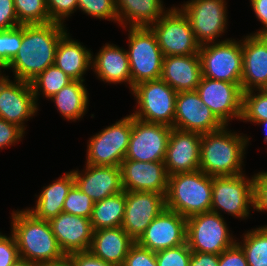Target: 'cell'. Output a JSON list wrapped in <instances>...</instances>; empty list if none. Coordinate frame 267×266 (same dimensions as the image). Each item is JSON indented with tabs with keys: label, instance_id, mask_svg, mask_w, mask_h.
Returning <instances> with one entry per match:
<instances>
[{
	"label": "cell",
	"instance_id": "cell-35",
	"mask_svg": "<svg viewBox=\"0 0 267 266\" xmlns=\"http://www.w3.org/2000/svg\"><path fill=\"white\" fill-rule=\"evenodd\" d=\"M14 7L21 25L52 22L47 9V0H14Z\"/></svg>",
	"mask_w": 267,
	"mask_h": 266
},
{
	"label": "cell",
	"instance_id": "cell-48",
	"mask_svg": "<svg viewBox=\"0 0 267 266\" xmlns=\"http://www.w3.org/2000/svg\"><path fill=\"white\" fill-rule=\"evenodd\" d=\"M251 7L255 12L258 21L263 24V28L252 34H265L267 35V0H250Z\"/></svg>",
	"mask_w": 267,
	"mask_h": 266
},
{
	"label": "cell",
	"instance_id": "cell-8",
	"mask_svg": "<svg viewBox=\"0 0 267 266\" xmlns=\"http://www.w3.org/2000/svg\"><path fill=\"white\" fill-rule=\"evenodd\" d=\"M228 229L222 215L199 213L187 218L186 242L192 252L219 255L237 241Z\"/></svg>",
	"mask_w": 267,
	"mask_h": 266
},
{
	"label": "cell",
	"instance_id": "cell-45",
	"mask_svg": "<svg viewBox=\"0 0 267 266\" xmlns=\"http://www.w3.org/2000/svg\"><path fill=\"white\" fill-rule=\"evenodd\" d=\"M20 25L14 0H0V30H10Z\"/></svg>",
	"mask_w": 267,
	"mask_h": 266
},
{
	"label": "cell",
	"instance_id": "cell-4",
	"mask_svg": "<svg viewBox=\"0 0 267 266\" xmlns=\"http://www.w3.org/2000/svg\"><path fill=\"white\" fill-rule=\"evenodd\" d=\"M212 202V176L201 170L168 176L166 209L181 216L208 212Z\"/></svg>",
	"mask_w": 267,
	"mask_h": 266
},
{
	"label": "cell",
	"instance_id": "cell-37",
	"mask_svg": "<svg viewBox=\"0 0 267 266\" xmlns=\"http://www.w3.org/2000/svg\"><path fill=\"white\" fill-rule=\"evenodd\" d=\"M77 9L88 16L118 23L115 0H78Z\"/></svg>",
	"mask_w": 267,
	"mask_h": 266
},
{
	"label": "cell",
	"instance_id": "cell-5",
	"mask_svg": "<svg viewBox=\"0 0 267 266\" xmlns=\"http://www.w3.org/2000/svg\"><path fill=\"white\" fill-rule=\"evenodd\" d=\"M128 54L131 82L139 83L161 78L164 55L150 27H129Z\"/></svg>",
	"mask_w": 267,
	"mask_h": 266
},
{
	"label": "cell",
	"instance_id": "cell-14",
	"mask_svg": "<svg viewBox=\"0 0 267 266\" xmlns=\"http://www.w3.org/2000/svg\"><path fill=\"white\" fill-rule=\"evenodd\" d=\"M196 92L223 125L228 126L235 118L241 119V84L202 77Z\"/></svg>",
	"mask_w": 267,
	"mask_h": 266
},
{
	"label": "cell",
	"instance_id": "cell-53",
	"mask_svg": "<svg viewBox=\"0 0 267 266\" xmlns=\"http://www.w3.org/2000/svg\"><path fill=\"white\" fill-rule=\"evenodd\" d=\"M255 124L264 125L266 136L264 137V142L267 144V120L256 122Z\"/></svg>",
	"mask_w": 267,
	"mask_h": 266
},
{
	"label": "cell",
	"instance_id": "cell-33",
	"mask_svg": "<svg viewBox=\"0 0 267 266\" xmlns=\"http://www.w3.org/2000/svg\"><path fill=\"white\" fill-rule=\"evenodd\" d=\"M72 81L73 80L66 73L55 65L47 67L30 82L36 103L39 100L38 97L40 94H43V96L49 100L59 90L67 86Z\"/></svg>",
	"mask_w": 267,
	"mask_h": 266
},
{
	"label": "cell",
	"instance_id": "cell-38",
	"mask_svg": "<svg viewBox=\"0 0 267 266\" xmlns=\"http://www.w3.org/2000/svg\"><path fill=\"white\" fill-rule=\"evenodd\" d=\"M22 42V25L10 30H0V61L6 66L18 53Z\"/></svg>",
	"mask_w": 267,
	"mask_h": 266
},
{
	"label": "cell",
	"instance_id": "cell-29",
	"mask_svg": "<svg viewBox=\"0 0 267 266\" xmlns=\"http://www.w3.org/2000/svg\"><path fill=\"white\" fill-rule=\"evenodd\" d=\"M48 186H43L35 208H26L36 218L49 221L63 212V204L69 190L75 184L72 171L65 173Z\"/></svg>",
	"mask_w": 267,
	"mask_h": 266
},
{
	"label": "cell",
	"instance_id": "cell-51",
	"mask_svg": "<svg viewBox=\"0 0 267 266\" xmlns=\"http://www.w3.org/2000/svg\"><path fill=\"white\" fill-rule=\"evenodd\" d=\"M11 266H39L36 263L28 261L24 258H18Z\"/></svg>",
	"mask_w": 267,
	"mask_h": 266
},
{
	"label": "cell",
	"instance_id": "cell-23",
	"mask_svg": "<svg viewBox=\"0 0 267 266\" xmlns=\"http://www.w3.org/2000/svg\"><path fill=\"white\" fill-rule=\"evenodd\" d=\"M85 167L81 172L77 169L72 173L75 184L94 202L124 191L120 167L89 164H85Z\"/></svg>",
	"mask_w": 267,
	"mask_h": 266
},
{
	"label": "cell",
	"instance_id": "cell-1",
	"mask_svg": "<svg viewBox=\"0 0 267 266\" xmlns=\"http://www.w3.org/2000/svg\"><path fill=\"white\" fill-rule=\"evenodd\" d=\"M56 22L22 25V42L18 53L6 66L15 79L31 82L47 67L54 65L56 49L67 32Z\"/></svg>",
	"mask_w": 267,
	"mask_h": 266
},
{
	"label": "cell",
	"instance_id": "cell-32",
	"mask_svg": "<svg viewBox=\"0 0 267 266\" xmlns=\"http://www.w3.org/2000/svg\"><path fill=\"white\" fill-rule=\"evenodd\" d=\"M243 237V243H236L244 251L248 266H267V225L248 230Z\"/></svg>",
	"mask_w": 267,
	"mask_h": 266
},
{
	"label": "cell",
	"instance_id": "cell-42",
	"mask_svg": "<svg viewBox=\"0 0 267 266\" xmlns=\"http://www.w3.org/2000/svg\"><path fill=\"white\" fill-rule=\"evenodd\" d=\"M253 198L254 210L258 212L267 211V171L254 173Z\"/></svg>",
	"mask_w": 267,
	"mask_h": 266
},
{
	"label": "cell",
	"instance_id": "cell-9",
	"mask_svg": "<svg viewBox=\"0 0 267 266\" xmlns=\"http://www.w3.org/2000/svg\"><path fill=\"white\" fill-rule=\"evenodd\" d=\"M246 174L234 176H212V202L210 211L228 213L239 219H246L250 207H254L253 181ZM219 210V211H218Z\"/></svg>",
	"mask_w": 267,
	"mask_h": 266
},
{
	"label": "cell",
	"instance_id": "cell-49",
	"mask_svg": "<svg viewBox=\"0 0 267 266\" xmlns=\"http://www.w3.org/2000/svg\"><path fill=\"white\" fill-rule=\"evenodd\" d=\"M219 255L192 252L189 266H218Z\"/></svg>",
	"mask_w": 267,
	"mask_h": 266
},
{
	"label": "cell",
	"instance_id": "cell-19",
	"mask_svg": "<svg viewBox=\"0 0 267 266\" xmlns=\"http://www.w3.org/2000/svg\"><path fill=\"white\" fill-rule=\"evenodd\" d=\"M202 135L171 129L164 164L167 175L199 170Z\"/></svg>",
	"mask_w": 267,
	"mask_h": 266
},
{
	"label": "cell",
	"instance_id": "cell-47",
	"mask_svg": "<svg viewBox=\"0 0 267 266\" xmlns=\"http://www.w3.org/2000/svg\"><path fill=\"white\" fill-rule=\"evenodd\" d=\"M67 257L73 262L74 266H114L95 257L89 251L75 252Z\"/></svg>",
	"mask_w": 267,
	"mask_h": 266
},
{
	"label": "cell",
	"instance_id": "cell-39",
	"mask_svg": "<svg viewBox=\"0 0 267 266\" xmlns=\"http://www.w3.org/2000/svg\"><path fill=\"white\" fill-rule=\"evenodd\" d=\"M158 266H189L192 251L187 242L155 253Z\"/></svg>",
	"mask_w": 267,
	"mask_h": 266
},
{
	"label": "cell",
	"instance_id": "cell-46",
	"mask_svg": "<svg viewBox=\"0 0 267 266\" xmlns=\"http://www.w3.org/2000/svg\"><path fill=\"white\" fill-rule=\"evenodd\" d=\"M218 266H248V264L244 251L235 243L219 254Z\"/></svg>",
	"mask_w": 267,
	"mask_h": 266
},
{
	"label": "cell",
	"instance_id": "cell-17",
	"mask_svg": "<svg viewBox=\"0 0 267 266\" xmlns=\"http://www.w3.org/2000/svg\"><path fill=\"white\" fill-rule=\"evenodd\" d=\"M223 126L196 90L177 93L173 128L202 135Z\"/></svg>",
	"mask_w": 267,
	"mask_h": 266
},
{
	"label": "cell",
	"instance_id": "cell-41",
	"mask_svg": "<svg viewBox=\"0 0 267 266\" xmlns=\"http://www.w3.org/2000/svg\"><path fill=\"white\" fill-rule=\"evenodd\" d=\"M78 7V0H47V9L52 22L64 25L65 18L73 14Z\"/></svg>",
	"mask_w": 267,
	"mask_h": 266
},
{
	"label": "cell",
	"instance_id": "cell-50",
	"mask_svg": "<svg viewBox=\"0 0 267 266\" xmlns=\"http://www.w3.org/2000/svg\"><path fill=\"white\" fill-rule=\"evenodd\" d=\"M44 266H74L73 262L66 256L63 260L46 264Z\"/></svg>",
	"mask_w": 267,
	"mask_h": 266
},
{
	"label": "cell",
	"instance_id": "cell-22",
	"mask_svg": "<svg viewBox=\"0 0 267 266\" xmlns=\"http://www.w3.org/2000/svg\"><path fill=\"white\" fill-rule=\"evenodd\" d=\"M242 41V92L267 88V35L249 34Z\"/></svg>",
	"mask_w": 267,
	"mask_h": 266
},
{
	"label": "cell",
	"instance_id": "cell-28",
	"mask_svg": "<svg viewBox=\"0 0 267 266\" xmlns=\"http://www.w3.org/2000/svg\"><path fill=\"white\" fill-rule=\"evenodd\" d=\"M115 4L118 24L127 29L150 27L168 11L162 0H115Z\"/></svg>",
	"mask_w": 267,
	"mask_h": 266
},
{
	"label": "cell",
	"instance_id": "cell-30",
	"mask_svg": "<svg viewBox=\"0 0 267 266\" xmlns=\"http://www.w3.org/2000/svg\"><path fill=\"white\" fill-rule=\"evenodd\" d=\"M84 82L72 81L50 98L65 120H80L86 114L89 93Z\"/></svg>",
	"mask_w": 267,
	"mask_h": 266
},
{
	"label": "cell",
	"instance_id": "cell-26",
	"mask_svg": "<svg viewBox=\"0 0 267 266\" xmlns=\"http://www.w3.org/2000/svg\"><path fill=\"white\" fill-rule=\"evenodd\" d=\"M135 241L120 226L93 231L89 252L114 266H122Z\"/></svg>",
	"mask_w": 267,
	"mask_h": 266
},
{
	"label": "cell",
	"instance_id": "cell-2",
	"mask_svg": "<svg viewBox=\"0 0 267 266\" xmlns=\"http://www.w3.org/2000/svg\"><path fill=\"white\" fill-rule=\"evenodd\" d=\"M11 217V233L16 240L20 258L44 266L66 257L49 221L36 218L27 209L13 211Z\"/></svg>",
	"mask_w": 267,
	"mask_h": 266
},
{
	"label": "cell",
	"instance_id": "cell-20",
	"mask_svg": "<svg viewBox=\"0 0 267 266\" xmlns=\"http://www.w3.org/2000/svg\"><path fill=\"white\" fill-rule=\"evenodd\" d=\"M124 191H146L166 195L168 175L164 161L140 162L124 159L120 164Z\"/></svg>",
	"mask_w": 267,
	"mask_h": 266
},
{
	"label": "cell",
	"instance_id": "cell-12",
	"mask_svg": "<svg viewBox=\"0 0 267 266\" xmlns=\"http://www.w3.org/2000/svg\"><path fill=\"white\" fill-rule=\"evenodd\" d=\"M226 5L225 0H189L181 5L200 45L217 42L225 33L228 25Z\"/></svg>",
	"mask_w": 267,
	"mask_h": 266
},
{
	"label": "cell",
	"instance_id": "cell-6",
	"mask_svg": "<svg viewBox=\"0 0 267 266\" xmlns=\"http://www.w3.org/2000/svg\"><path fill=\"white\" fill-rule=\"evenodd\" d=\"M131 92L137 104L133 117L173 128L177 92L169 84L161 78L145 81L135 85Z\"/></svg>",
	"mask_w": 267,
	"mask_h": 266
},
{
	"label": "cell",
	"instance_id": "cell-40",
	"mask_svg": "<svg viewBox=\"0 0 267 266\" xmlns=\"http://www.w3.org/2000/svg\"><path fill=\"white\" fill-rule=\"evenodd\" d=\"M122 266H158V264L155 252L135 242L127 253Z\"/></svg>",
	"mask_w": 267,
	"mask_h": 266
},
{
	"label": "cell",
	"instance_id": "cell-25",
	"mask_svg": "<svg viewBox=\"0 0 267 266\" xmlns=\"http://www.w3.org/2000/svg\"><path fill=\"white\" fill-rule=\"evenodd\" d=\"M92 69L101 81L108 84L124 82L129 84L128 87L132 91L133 85L126 49L106 43L94 58L92 57Z\"/></svg>",
	"mask_w": 267,
	"mask_h": 266
},
{
	"label": "cell",
	"instance_id": "cell-27",
	"mask_svg": "<svg viewBox=\"0 0 267 266\" xmlns=\"http://www.w3.org/2000/svg\"><path fill=\"white\" fill-rule=\"evenodd\" d=\"M93 53L78 40L65 33L59 40L54 65L73 81H85L84 75L92 67Z\"/></svg>",
	"mask_w": 267,
	"mask_h": 266
},
{
	"label": "cell",
	"instance_id": "cell-18",
	"mask_svg": "<svg viewBox=\"0 0 267 266\" xmlns=\"http://www.w3.org/2000/svg\"><path fill=\"white\" fill-rule=\"evenodd\" d=\"M186 230L187 218L165 208L136 242L156 253L185 244Z\"/></svg>",
	"mask_w": 267,
	"mask_h": 266
},
{
	"label": "cell",
	"instance_id": "cell-52",
	"mask_svg": "<svg viewBox=\"0 0 267 266\" xmlns=\"http://www.w3.org/2000/svg\"><path fill=\"white\" fill-rule=\"evenodd\" d=\"M5 69H6V65L0 61V81L7 77L6 74H2V71H1L3 70V73H4Z\"/></svg>",
	"mask_w": 267,
	"mask_h": 266
},
{
	"label": "cell",
	"instance_id": "cell-34",
	"mask_svg": "<svg viewBox=\"0 0 267 266\" xmlns=\"http://www.w3.org/2000/svg\"><path fill=\"white\" fill-rule=\"evenodd\" d=\"M248 90L242 93L241 121L259 122L267 120V88ZM254 93V94H253Z\"/></svg>",
	"mask_w": 267,
	"mask_h": 266
},
{
	"label": "cell",
	"instance_id": "cell-36",
	"mask_svg": "<svg viewBox=\"0 0 267 266\" xmlns=\"http://www.w3.org/2000/svg\"><path fill=\"white\" fill-rule=\"evenodd\" d=\"M94 201L74 184L63 204V212L89 218L92 215Z\"/></svg>",
	"mask_w": 267,
	"mask_h": 266
},
{
	"label": "cell",
	"instance_id": "cell-10",
	"mask_svg": "<svg viewBox=\"0 0 267 266\" xmlns=\"http://www.w3.org/2000/svg\"><path fill=\"white\" fill-rule=\"evenodd\" d=\"M132 132V115L91 136L87 143L86 164L118 166L125 159Z\"/></svg>",
	"mask_w": 267,
	"mask_h": 266
},
{
	"label": "cell",
	"instance_id": "cell-24",
	"mask_svg": "<svg viewBox=\"0 0 267 266\" xmlns=\"http://www.w3.org/2000/svg\"><path fill=\"white\" fill-rule=\"evenodd\" d=\"M199 54L165 56L161 79L177 93L195 91L202 79Z\"/></svg>",
	"mask_w": 267,
	"mask_h": 266
},
{
	"label": "cell",
	"instance_id": "cell-21",
	"mask_svg": "<svg viewBox=\"0 0 267 266\" xmlns=\"http://www.w3.org/2000/svg\"><path fill=\"white\" fill-rule=\"evenodd\" d=\"M49 223L65 256L89 250L93 237V228L89 218L61 212L50 219Z\"/></svg>",
	"mask_w": 267,
	"mask_h": 266
},
{
	"label": "cell",
	"instance_id": "cell-13",
	"mask_svg": "<svg viewBox=\"0 0 267 266\" xmlns=\"http://www.w3.org/2000/svg\"><path fill=\"white\" fill-rule=\"evenodd\" d=\"M171 129L168 125L149 123L132 116V132L125 159L164 161Z\"/></svg>",
	"mask_w": 267,
	"mask_h": 266
},
{
	"label": "cell",
	"instance_id": "cell-16",
	"mask_svg": "<svg viewBox=\"0 0 267 266\" xmlns=\"http://www.w3.org/2000/svg\"><path fill=\"white\" fill-rule=\"evenodd\" d=\"M165 208V196L163 194L126 191V206L121 227L136 242Z\"/></svg>",
	"mask_w": 267,
	"mask_h": 266
},
{
	"label": "cell",
	"instance_id": "cell-43",
	"mask_svg": "<svg viewBox=\"0 0 267 266\" xmlns=\"http://www.w3.org/2000/svg\"><path fill=\"white\" fill-rule=\"evenodd\" d=\"M19 257L13 234L8 237L0 232V266H11Z\"/></svg>",
	"mask_w": 267,
	"mask_h": 266
},
{
	"label": "cell",
	"instance_id": "cell-11",
	"mask_svg": "<svg viewBox=\"0 0 267 266\" xmlns=\"http://www.w3.org/2000/svg\"><path fill=\"white\" fill-rule=\"evenodd\" d=\"M165 56L199 54L200 44L186 15L179 7L168 11L150 26Z\"/></svg>",
	"mask_w": 267,
	"mask_h": 266
},
{
	"label": "cell",
	"instance_id": "cell-7",
	"mask_svg": "<svg viewBox=\"0 0 267 266\" xmlns=\"http://www.w3.org/2000/svg\"><path fill=\"white\" fill-rule=\"evenodd\" d=\"M202 76L241 84L243 73L242 42L235 39L200 45Z\"/></svg>",
	"mask_w": 267,
	"mask_h": 266
},
{
	"label": "cell",
	"instance_id": "cell-31",
	"mask_svg": "<svg viewBox=\"0 0 267 266\" xmlns=\"http://www.w3.org/2000/svg\"><path fill=\"white\" fill-rule=\"evenodd\" d=\"M126 206V191L95 202L90 217L93 231L122 225Z\"/></svg>",
	"mask_w": 267,
	"mask_h": 266
},
{
	"label": "cell",
	"instance_id": "cell-15",
	"mask_svg": "<svg viewBox=\"0 0 267 266\" xmlns=\"http://www.w3.org/2000/svg\"><path fill=\"white\" fill-rule=\"evenodd\" d=\"M8 77L0 81V118L25 131L24 121L36 115L38 103L29 82L18 79L11 81Z\"/></svg>",
	"mask_w": 267,
	"mask_h": 266
},
{
	"label": "cell",
	"instance_id": "cell-44",
	"mask_svg": "<svg viewBox=\"0 0 267 266\" xmlns=\"http://www.w3.org/2000/svg\"><path fill=\"white\" fill-rule=\"evenodd\" d=\"M24 133L21 127L0 118V150L19 142Z\"/></svg>",
	"mask_w": 267,
	"mask_h": 266
},
{
	"label": "cell",
	"instance_id": "cell-3",
	"mask_svg": "<svg viewBox=\"0 0 267 266\" xmlns=\"http://www.w3.org/2000/svg\"><path fill=\"white\" fill-rule=\"evenodd\" d=\"M228 129L224 125L217 131L202 134L199 170L209 176H234L244 172L243 159L250 138Z\"/></svg>",
	"mask_w": 267,
	"mask_h": 266
}]
</instances>
